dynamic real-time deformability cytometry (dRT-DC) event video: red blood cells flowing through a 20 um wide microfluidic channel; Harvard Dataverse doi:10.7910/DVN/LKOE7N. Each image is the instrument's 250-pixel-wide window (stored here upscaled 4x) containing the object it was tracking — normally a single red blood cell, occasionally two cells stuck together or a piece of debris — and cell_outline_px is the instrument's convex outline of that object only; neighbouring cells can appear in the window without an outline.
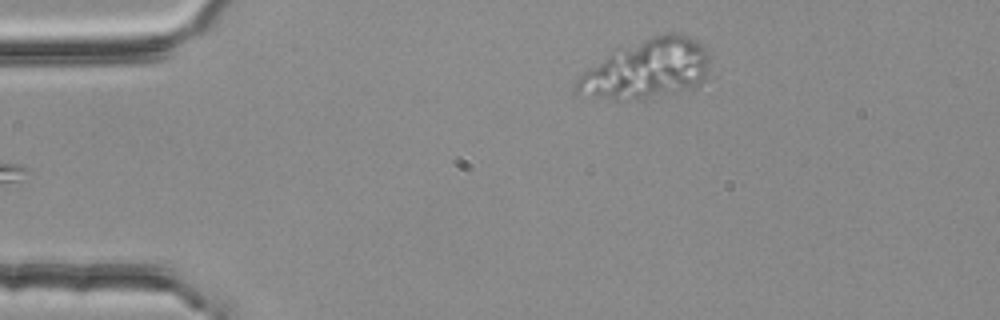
{"species": "common noctule bat (a hibernating species)", "species_latin": "Nyctalus noctula", "temperature_condition": "room temperature", "stored_images_in_passage": 3, "camera_frame_rate_fps": 3000, "um_per_image_px": 0.085, "animal": {"sex": "female", "body_mass_g": 25.1}, "frame": {"image": 1, "passage_image": 3, "time_ms": 0.667, "image_size_px": [1000, 320], "cell_outline_px": [[708, 80], [696, 88], [676, 92], [632, 100], [596, 96], [572, 92], [572, 88], [576, 80], [588, 68], [608, 56], [652, 36], [664, 32], [684, 32], [708, 48]], "centroid_in_image_um": [55.09, 5.86], "position_along_channel_um": 29.9, "area_um2": 45.66}}